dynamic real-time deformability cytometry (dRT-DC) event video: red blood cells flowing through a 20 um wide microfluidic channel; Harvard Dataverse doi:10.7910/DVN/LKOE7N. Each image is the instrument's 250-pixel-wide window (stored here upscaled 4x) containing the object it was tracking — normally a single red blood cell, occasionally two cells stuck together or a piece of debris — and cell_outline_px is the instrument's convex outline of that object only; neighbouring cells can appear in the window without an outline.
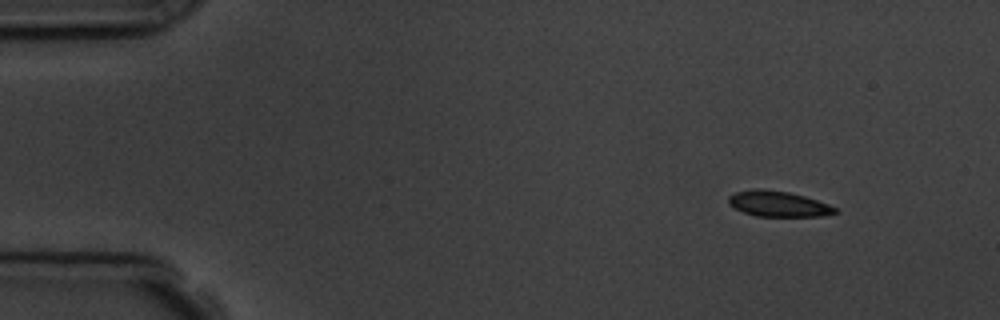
{"species": "common noctule bat (a hibernating species)", "species_latin": "Nyctalus noctula", "temperature_condition": "room temperature", "stored_images_in_passage": 3, "camera_frame_rate_fps": 3000, "um_per_image_px": 0.085, "animal": {"sex": "male", "body_mass_g": 19.5, "forearm_length_mm": 54.6}, "frame": {"image": 1, "passage_image": 1, "time_ms": 0.0, "image_size_px": [1000, 320], "cell_outline_px": [[840, 212], [820, 216], [756, 216], [744, 212], [728, 204], [728, 196], [736, 192], [752, 188], [756, 188], [788, 192], [804, 196], [828, 204], [836, 208]], "centroid_in_image_um": [66.13, 17.32], "position_along_channel_um": 18.9, "area_um2": 15.78}}
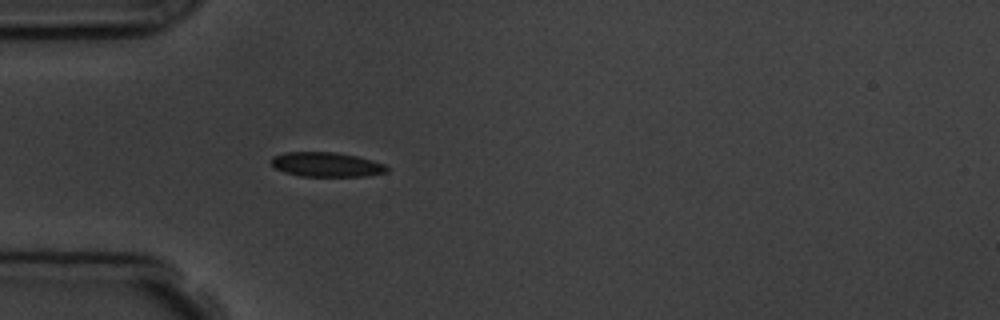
{"frame": {"image": 2, "passage_image": 3, "time_ms": 3.333, "image_size_px": [1000, 320], "cell_outline_px": [[388, 172], [364, 176], [300, 176], [284, 172], [276, 168], [272, 164], [272, 156], [284, 152], [336, 152], [356, 156], [372, 160], [384, 164], [388, 168]], "centroid_in_image_um": [27.74, 13.98], "position_along_channel_um": 57.3, "area_um2": 16.47}}